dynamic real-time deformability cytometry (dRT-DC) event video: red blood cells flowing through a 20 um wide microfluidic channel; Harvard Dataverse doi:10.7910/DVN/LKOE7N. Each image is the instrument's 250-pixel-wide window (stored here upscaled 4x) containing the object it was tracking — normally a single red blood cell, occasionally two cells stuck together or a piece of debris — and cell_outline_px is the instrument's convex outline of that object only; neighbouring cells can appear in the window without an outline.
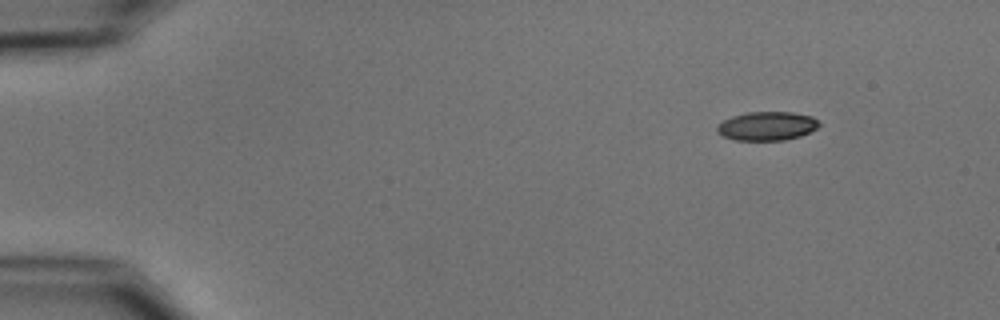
{"species": "common noctule bat (a hibernating species)", "species_latin": "Nyctalus noctula", "temperature_condition": "cold", "stored_images_in_passage": 5, "camera_frame_rate_fps": 3000, "um_per_image_px": 0.085, "animal": {"sex": "male", "body_mass_g": 15.6}, "frame": {"image": 1, "passage_image": 1, "time_ms": 0.0, "image_size_px": [1000, 320], "cell_outline_px": [[820, 124], [816, 128], [800, 136], [784, 140], [732, 140], [716, 132], [716, 124], [732, 116], [748, 112], [792, 112], [812, 116]], "centroid_in_image_um": [65.14, 10.71], "position_along_channel_um": 19.9, "area_um2": 17.11}}
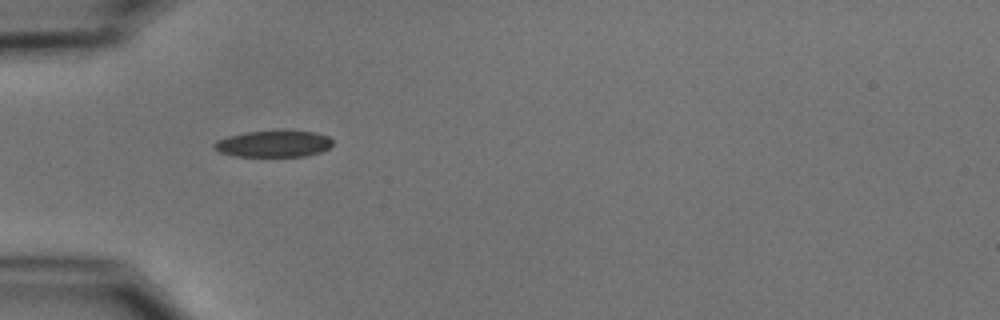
{"frame": {"image": 2, "passage_image": 4, "time_ms": 3.667, "image_size_px": [1000, 320], "cell_outline_px": [[332, 144], [328, 148], [320, 152], [304, 156], [236, 156], [220, 152], [212, 148], [212, 144], [216, 140], [228, 136], [244, 132], [316, 132], [328, 136], [332, 140]], "centroid_in_image_um": [23.21, 12.24], "position_along_channel_um": 61.8, "area_um2": 17.98}}